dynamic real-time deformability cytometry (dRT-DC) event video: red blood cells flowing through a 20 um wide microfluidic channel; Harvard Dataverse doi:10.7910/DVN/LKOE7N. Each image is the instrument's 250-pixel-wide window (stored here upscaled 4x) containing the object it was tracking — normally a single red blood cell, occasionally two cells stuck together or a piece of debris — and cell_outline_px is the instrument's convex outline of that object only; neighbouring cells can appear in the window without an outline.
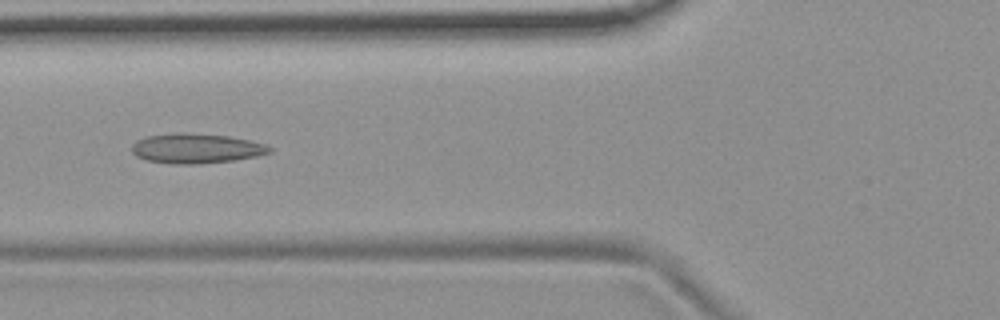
{"species": "common noctule bat (a hibernating species)", "species_latin": "Nyctalus noctula", "temperature_condition": "room temperature", "stored_images_in_passage": 10, "camera_frame_rate_fps": 3000, "um_per_image_px": 0.085, "animal": {"sex": "female", "body_mass_g": 19.9}, "frame": {"image": 1, "passage_image": 5, "time_ms": 5.667, "image_size_px": [1000, 320], "cell_outline_px": [[272, 152], [256, 156], [236, 160], [196, 164], [172, 164], [144, 160], [136, 156], [132, 152], [132, 144], [136, 140], [144, 136], [180, 132], [184, 132], [228, 136], [268, 144], [272, 148]], "centroid_in_image_um": [16.66, 12.61], "position_along_channel_um": 109.1, "area_um2": 24.22}}
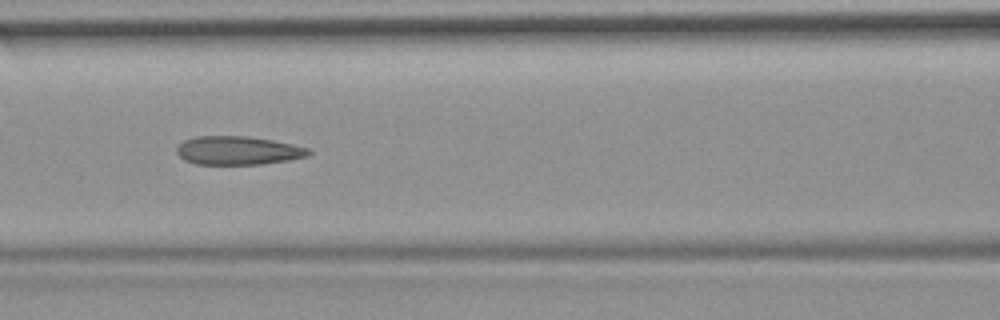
{"frame": {"image": 2, "passage_image": 6, "time_ms": 6.667, "image_size_px": [1000, 320], "cell_outline_px": [[312, 152], [308, 156], [288, 160], [260, 164], [196, 164], [184, 160], [176, 152], [176, 148], [184, 140], [196, 136], [244, 136], [272, 140], [292, 144], [308, 148]], "centroid_in_image_um": [20.21, 12.79], "position_along_channel_um": 146.4, "area_um2": 21.85}}